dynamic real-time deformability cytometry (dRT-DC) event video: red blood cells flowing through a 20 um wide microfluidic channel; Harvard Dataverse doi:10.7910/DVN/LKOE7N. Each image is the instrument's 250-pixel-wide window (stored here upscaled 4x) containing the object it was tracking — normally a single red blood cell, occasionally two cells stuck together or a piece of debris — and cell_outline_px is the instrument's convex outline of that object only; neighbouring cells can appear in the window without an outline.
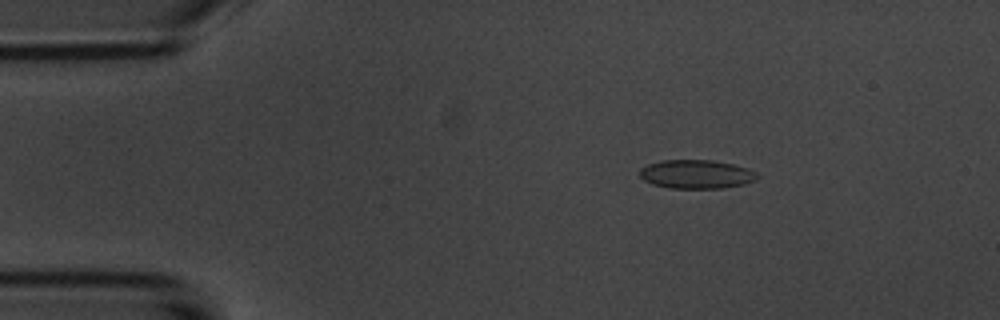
{"species": "common noctule bat (a hibernating species)", "species_latin": "Nyctalus noctula", "temperature_condition": "room temperature", "stored_images_in_passage": 54, "camera_frame_rate_fps": 3000, "um_per_image_px": 0.085, "animal": {"sex": "male", "body_mass_g": 20.1, "forearm_length_mm": 53.5}, "frame": {"image": 1, "passage_image": 9, "time_ms": 2.667, "image_size_px": [1000, 320], "cell_outline_px": [[760, 176], [756, 180], [744, 184], [724, 188], [668, 188], [652, 184], [644, 180], [640, 176], [640, 168], [648, 164], [660, 160], [712, 160], [732, 164], [748, 168], [756, 172]], "centroid_in_image_um": [59.2, 14.81], "position_along_channel_um": 25.8, "area_um2": 19.83}}
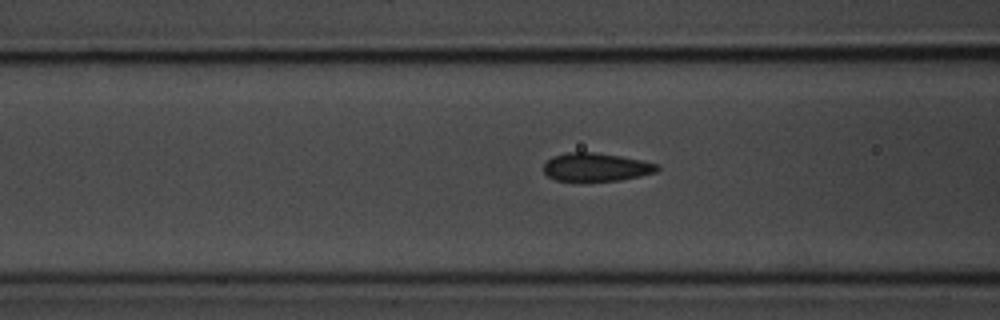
{"frame": {"image": 2, "passage_image": 21, "time_ms": 6.667, "image_size_px": [1000, 320], "cell_outline_px": [[660, 168], [656, 172], [640, 176], [620, 180], [556, 180], [548, 176], [544, 172], [544, 164], [552, 156], [568, 152], [592, 152], [620, 156], [660, 164]], "centroid_in_image_um": [50.68, 14.19], "position_along_channel_um": 115.9, "area_um2": 18.5}}
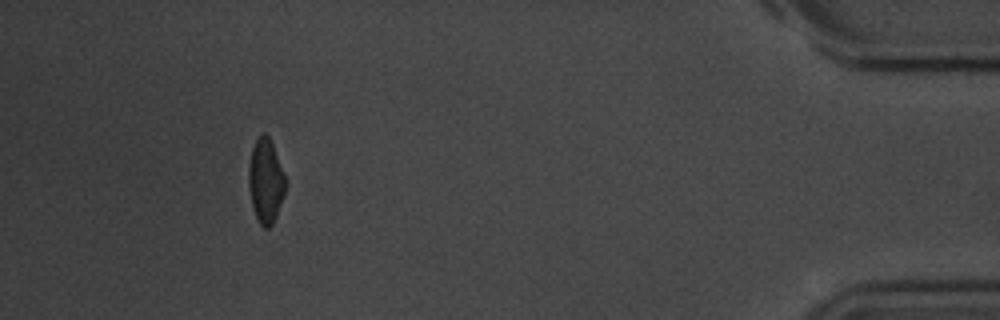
{"frame": {"image": 3, "passage_image": 50, "time_ms": 16.333, "image_size_px": [1000, 320], "cell_outline_px": [[284, 192], [276, 216], [272, 224], [268, 228], [264, 228], [260, 224], [252, 208], [248, 184], [248, 168], [252, 148], [256, 140], [264, 132], [268, 136], [272, 144], [284, 176]], "centroid_in_image_um": [22.54, 15.4], "position_along_channel_um": 412.7, "area_um2": 17.57}, "authors_computed_cell_mechanics": {"area_um2": 19.2763, "velocity_mm_per_s": 3.7113, "shape_relaxation_time_tau1_ms": 3.085, "shape_relaxation_time_tau2_ms": 1.1356, "deformation_change_tau1": 0.0878, "deformation_change_tau2": 0.0573}}